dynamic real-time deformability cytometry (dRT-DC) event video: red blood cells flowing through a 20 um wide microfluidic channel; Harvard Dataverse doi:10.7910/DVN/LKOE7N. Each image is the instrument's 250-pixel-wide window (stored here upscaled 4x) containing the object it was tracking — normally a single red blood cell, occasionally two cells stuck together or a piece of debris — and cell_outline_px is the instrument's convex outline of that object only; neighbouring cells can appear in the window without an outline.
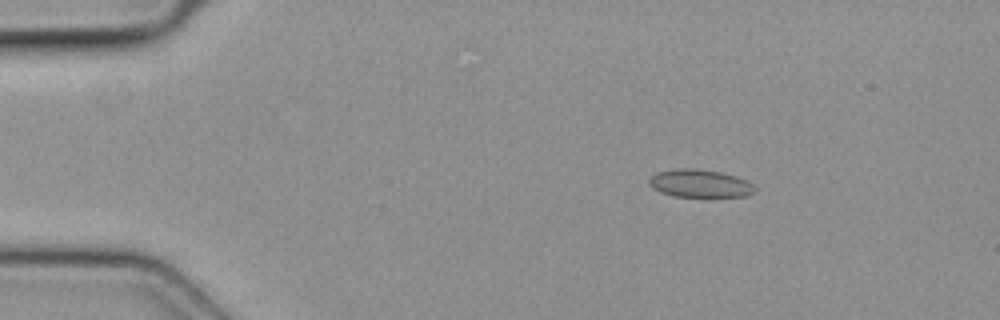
{"species": "common noctule bat (a hibernating species)", "species_latin": "Nyctalus noctula", "temperature_condition": "cold", "stored_images_in_passage": 5, "camera_frame_rate_fps": 3000, "um_per_image_px": 0.085, "animal": {"sex": "female", "body_mass_g": 19.3, "forearm_length_mm": 54.1}, "frame": {"image": 1, "passage_image": 3, "time_ms": 0.667, "image_size_px": [1000, 320], "cell_outline_px": [[756, 192], [744, 196], [676, 196], [660, 192], [652, 188], [648, 184], [648, 180], [656, 172], [676, 168], [696, 168], [720, 172], [736, 176], [752, 184], [756, 188]], "centroid_in_image_um": [59.46, 15.58], "position_along_channel_um": 25.5, "area_um2": 17.11}}
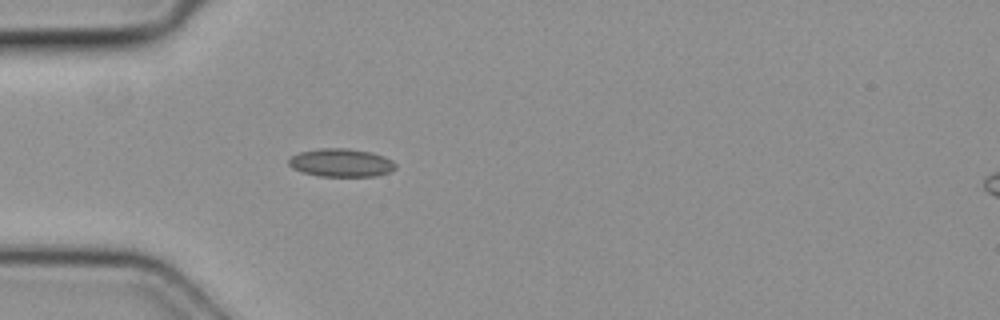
{"frame": {"image": 2, "passage_image": 5, "time_ms": 1.333, "image_size_px": [1000, 320], "cell_outline_px": [[396, 168], [388, 172], [376, 176], [320, 176], [304, 172], [292, 168], [288, 164], [288, 160], [292, 156], [300, 152], [320, 148], [348, 148], [372, 152], [384, 156], [392, 160], [396, 164]], "centroid_in_image_um": [29.01, 13.82], "position_along_channel_um": 56.0, "area_um2": 17.51}}